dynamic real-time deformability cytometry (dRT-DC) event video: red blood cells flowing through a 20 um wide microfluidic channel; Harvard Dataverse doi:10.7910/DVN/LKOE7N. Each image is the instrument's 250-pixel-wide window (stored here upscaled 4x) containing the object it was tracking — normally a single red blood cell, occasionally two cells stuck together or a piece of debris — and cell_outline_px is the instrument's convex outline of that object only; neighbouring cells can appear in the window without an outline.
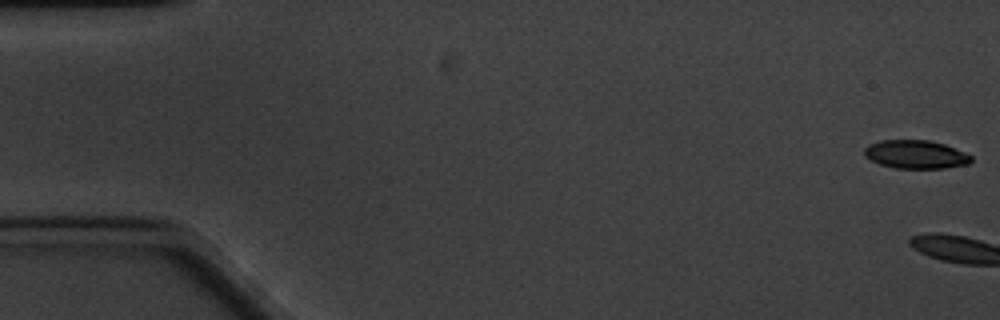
{"species": "common noctule bat (a hibernating species)", "species_latin": "Nyctalus noctula", "temperature_condition": "cold", "stored_images_in_passage": 8, "camera_frame_rate_fps": 3000, "um_per_image_px": 0.085, "animal": {"sex": "male", "body_mass_g": 20.1, "forearm_length_mm": 53.5}, "frame": {"image": 1, "passage_image": 1, "time_ms": 0.0, "image_size_px": [1000, 320], "cell_outline_px": [[972, 160], [968, 164], [944, 168], [896, 168], [880, 164], [864, 156], [864, 148], [868, 144], [880, 140], [928, 140], [944, 144], [972, 156]], "centroid_in_image_um": [77.8, 13.12], "position_along_channel_um": 7.2, "area_um2": 17.57}}